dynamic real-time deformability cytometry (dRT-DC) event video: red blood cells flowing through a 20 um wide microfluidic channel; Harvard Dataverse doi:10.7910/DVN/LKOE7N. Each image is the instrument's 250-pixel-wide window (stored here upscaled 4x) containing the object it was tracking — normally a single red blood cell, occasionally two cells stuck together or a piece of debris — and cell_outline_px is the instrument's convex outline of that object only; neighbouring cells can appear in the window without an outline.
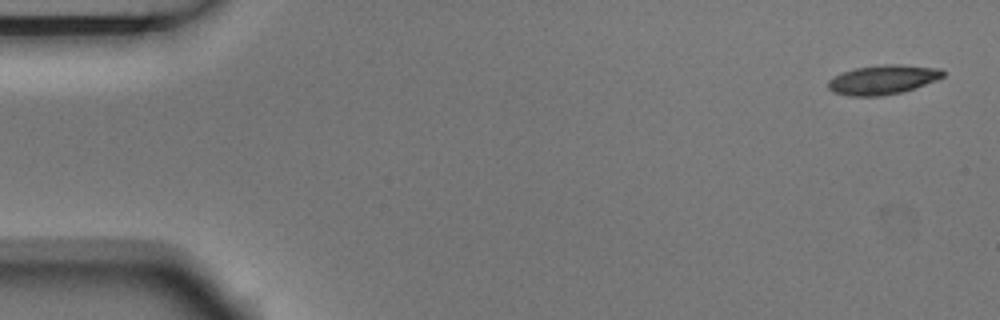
{"species": "Egyptian fruit bat (a non-hibernating species)", "species_latin": "Rousettus aegyptiacus", "temperature_condition": "room temperature", "stored_images_in_passage": 4, "camera_frame_rate_fps": 3000, "um_per_image_px": 0.085, "animal": {"sex": "male"}, "frame": {"image": 1, "passage_image": 1, "time_ms": 0.0, "image_size_px": [1000, 320], "cell_outline_px": [[944, 76], [936, 80], [900, 92], [880, 96], [848, 96], [832, 92], [828, 88], [828, 80], [840, 72], [856, 68], [884, 64], [900, 64], [940, 68], [944, 72]], "centroid_in_image_um": [74.99, 6.76], "position_along_channel_um": 10.0, "area_um2": 19.59}}